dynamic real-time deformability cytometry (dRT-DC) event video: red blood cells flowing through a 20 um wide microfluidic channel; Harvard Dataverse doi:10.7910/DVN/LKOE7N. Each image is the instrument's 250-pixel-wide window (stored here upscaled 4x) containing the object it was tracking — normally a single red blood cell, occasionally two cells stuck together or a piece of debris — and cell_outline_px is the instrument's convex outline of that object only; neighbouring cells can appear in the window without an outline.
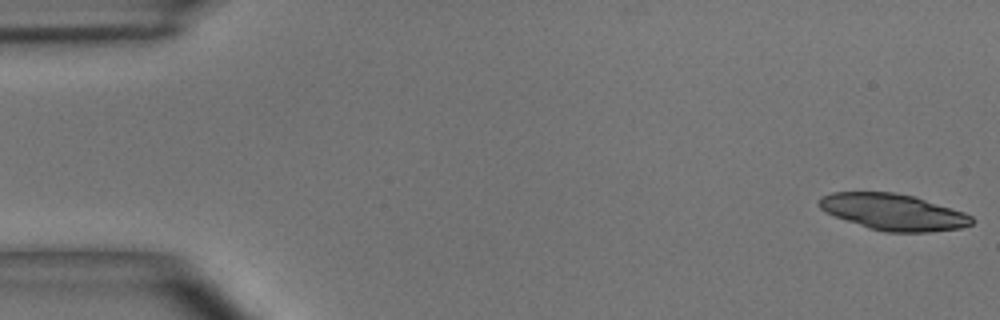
{"species": "common noctule bat (a hibernating species)", "species_latin": "Nyctalus noctula", "temperature_condition": "room temperature", "stored_images_in_passage": 8, "camera_frame_rate_fps": 3000, "um_per_image_px": 0.085, "animal": {"sex": "male", "body_mass_g": 15.6}, "frame": {"image": 1, "passage_image": 1, "time_ms": 0.0, "image_size_px": [1000, 320], "cell_outline_px": [[976, 220], [972, 224], [960, 228], [928, 232], [884, 232], [868, 228], [824, 212], [816, 204], [820, 196], [832, 192], [892, 192], [912, 196], [964, 212], [972, 216]], "centroid_in_image_um": [75.89, 18.02], "position_along_channel_um": 9.1, "area_um2": 32.31}}